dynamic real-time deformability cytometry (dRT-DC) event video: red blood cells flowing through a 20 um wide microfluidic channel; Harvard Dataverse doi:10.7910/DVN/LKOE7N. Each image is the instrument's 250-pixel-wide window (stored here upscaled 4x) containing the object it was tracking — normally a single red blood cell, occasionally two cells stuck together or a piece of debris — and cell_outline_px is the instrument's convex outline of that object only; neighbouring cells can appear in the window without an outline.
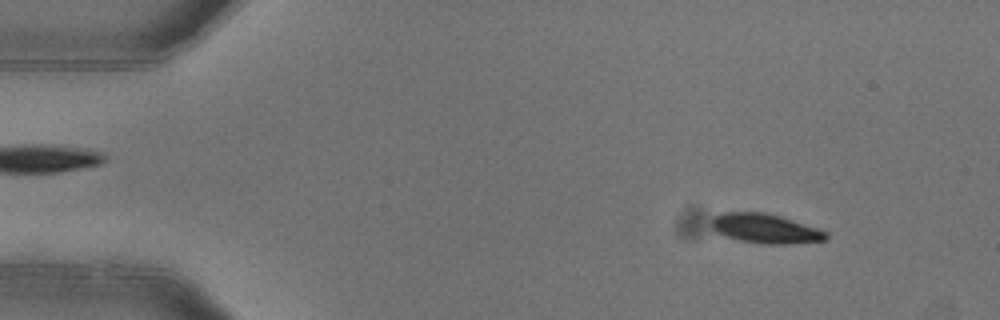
{"species": "common noctule bat (a hibernating species)", "species_latin": "Nyctalus noctula", "temperature_condition": "warm", "stored_images_in_passage": 6, "camera_frame_rate_fps": 3000, "um_per_image_px": 0.085, "animal": {"sex": "female"}, "frame": {"image": 1, "passage_image": 1, "time_ms": 0.0, "image_size_px": [1000, 320], "cell_outline_px": [[828, 236], [824, 240], [788, 244], [764, 244], [740, 240], [724, 236], [716, 232], [712, 228], [712, 216], [724, 212], [764, 212], [780, 216], [828, 232]], "centroid_in_image_um": [65.01, 19.42], "position_along_channel_um": 20.0, "area_um2": 19.54}}